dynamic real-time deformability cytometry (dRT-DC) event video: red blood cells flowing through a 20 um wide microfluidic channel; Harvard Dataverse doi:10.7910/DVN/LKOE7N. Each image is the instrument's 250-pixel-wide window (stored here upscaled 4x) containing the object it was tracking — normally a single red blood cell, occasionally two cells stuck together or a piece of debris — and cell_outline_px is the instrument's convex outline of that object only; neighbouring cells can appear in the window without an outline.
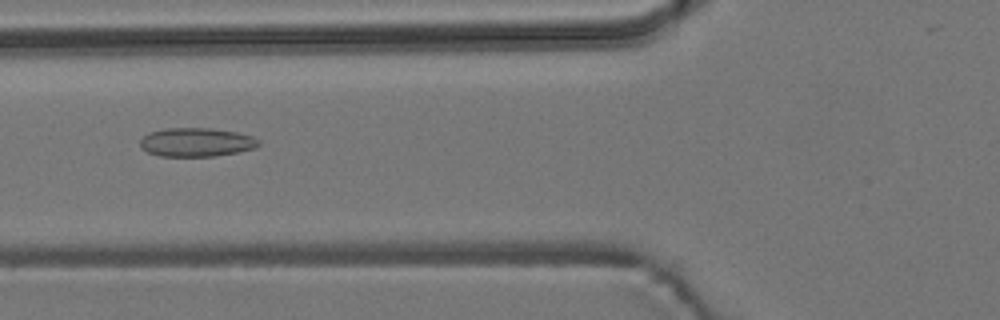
{"species": "common noctule bat (a hibernating species)", "species_latin": "Nyctalus noctula", "temperature_condition": "room temperature", "stored_images_in_passage": 3, "camera_frame_rate_fps": 3000, "um_per_image_px": 0.085, "animal": {"sex": "male", "body_mass_g": 19.2, "forearm_length_mm": 51.8}, "frame": {"image": 1, "passage_image": 3, "time_ms": 2.333, "image_size_px": [1000, 320], "cell_outline_px": [[260, 144], [256, 148], [236, 152], [212, 156], [160, 156], [148, 152], [140, 148], [140, 140], [148, 132], [164, 128], [212, 128], [236, 132], [252, 136], [260, 140]], "centroid_in_image_um": [16.68, 12.08], "position_along_channel_um": 109.1, "area_um2": 19.94}}